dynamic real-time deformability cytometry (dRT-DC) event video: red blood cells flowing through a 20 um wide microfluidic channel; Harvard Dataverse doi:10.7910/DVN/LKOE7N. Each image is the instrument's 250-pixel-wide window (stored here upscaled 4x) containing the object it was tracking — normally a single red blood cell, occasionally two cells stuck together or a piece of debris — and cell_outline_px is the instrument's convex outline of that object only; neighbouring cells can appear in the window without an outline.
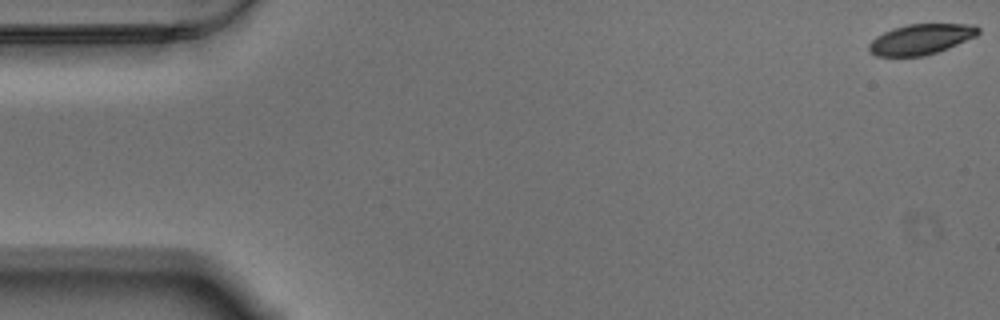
{"species": "Egyptian fruit bat (a non-hibernating species)", "species_latin": "Rousettus aegyptiacus", "temperature_condition": "warm", "stored_images_in_passage": 54, "camera_frame_rate_fps": 3000, "um_per_image_px": 0.085, "animal": {"sex": "male"}, "frame": {"image": 1, "passage_image": 1, "time_ms": 0.0, "image_size_px": [1000, 320], "cell_outline_px": [[980, 32], [976, 36], [948, 48], [924, 56], [876, 56], [868, 48], [868, 44], [876, 36], [892, 28], [908, 24], [976, 24], [980, 28]], "centroid_in_image_um": [78.29, 3.32], "position_along_channel_um": 6.7, "area_um2": 19.36}}
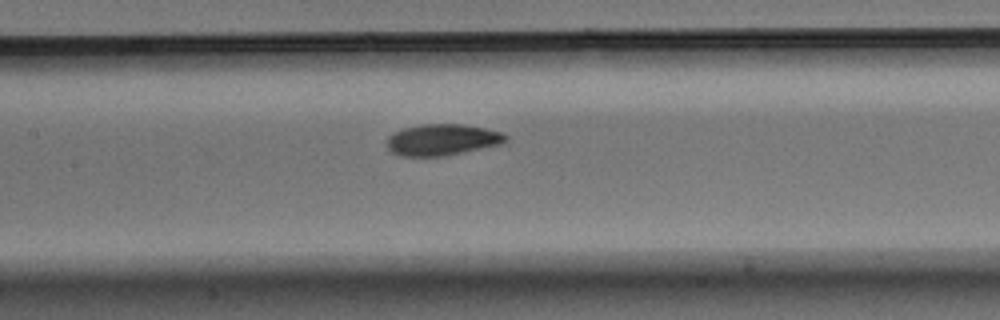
{"frame": {"image": 2, "passage_image": 27, "time_ms": 8.667, "image_size_px": [1000, 320], "cell_outline_px": [[508, 140], [500, 144], [444, 156], [404, 156], [392, 152], [384, 144], [388, 136], [392, 132], [404, 128], [420, 124], [464, 124], [484, 128], [500, 132], [508, 136]], "centroid_in_image_um": [37.54, 11.87], "position_along_channel_um": 169.9, "area_um2": 21.73}}
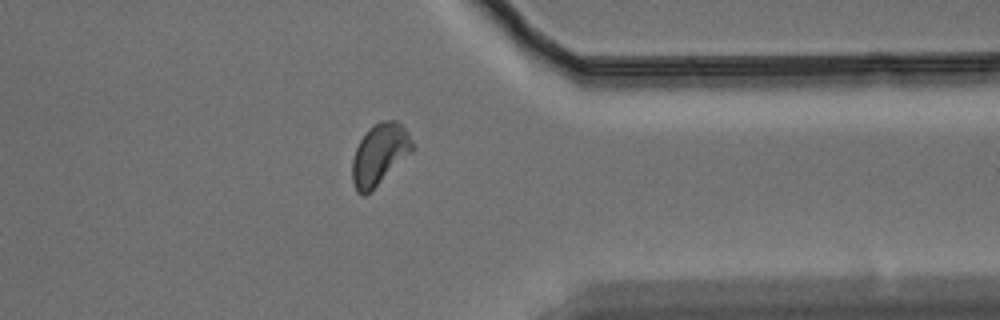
{"frame": {"image": 3, "passage_image": 46, "time_ms": 15.0, "image_size_px": [1000, 320], "cell_outline_px": [[412, 152], [364, 196], [356, 192], [352, 180], [352, 160], [356, 148], [360, 140], [368, 128], [372, 124], [380, 120], [396, 120], [408, 132], [412, 140]], "centroid_in_image_um": [32.24, 13.08], "position_along_channel_um": 379.2, "area_um2": 21.15}, "authors_computed_cell_mechanics": {"area_um2": 21.0681, "velocity_mm_per_s": 3.4454, "shape_relaxation_time_tau1_ms": 3.5177, "shape_relaxation_time_tau2_ms": 4.0976, "deformation_change_tau1": 0.1094, "deformation_change_tau2": 0.0838}}